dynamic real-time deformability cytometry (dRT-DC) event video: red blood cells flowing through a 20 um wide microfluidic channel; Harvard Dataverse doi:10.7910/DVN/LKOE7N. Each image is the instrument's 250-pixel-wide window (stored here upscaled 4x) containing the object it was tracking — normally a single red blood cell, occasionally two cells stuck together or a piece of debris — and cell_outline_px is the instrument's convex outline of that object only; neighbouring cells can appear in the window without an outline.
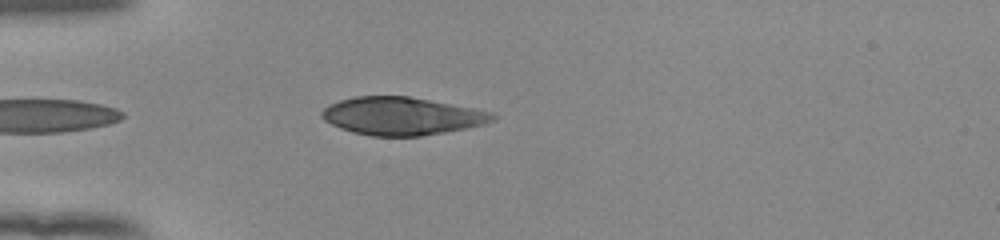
{"species": "human", "species_latin": "Homo sapiens", "temperature_condition": "room temperature", "stored_images_in_passage": 40, "camera_frame_rate_fps": 3000, "um_per_image_px": 0.085, "donor": {"sex": "female"}, "frame": {"image": 1, "passage_image": 3, "time_ms": 0.667, "image_size_px": [1000, 240], "cell_outline_px": [[500, 116], [496, 120], [484, 124], [444, 132], [420, 136], [372, 136], [352, 132], [340, 128], [324, 120], [320, 116], [320, 112], [324, 108], [340, 100], [356, 96], [408, 96], [472, 108], [492, 112]], "centroid_in_image_um": [34.16, 9.87], "position_along_channel_um": 50.8, "area_um2": 37.51}}
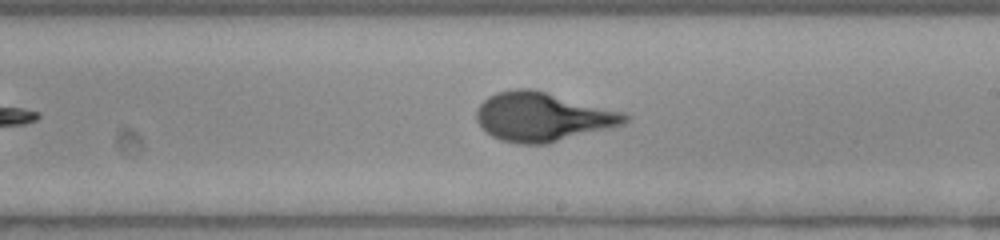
{"frame": {"image": 2, "passage_image": 19, "time_ms": 6.0, "image_size_px": [1000, 240], "cell_outline_px": [[632, 116], [624, 124], [548, 144], [520, 144], [500, 140], [492, 136], [476, 120], [476, 108], [488, 96], [496, 92], [516, 88], [532, 88], [624, 112]], "centroid_in_image_um": [46.12, 9.92], "position_along_channel_um": 242.9, "area_um2": 42.43}}
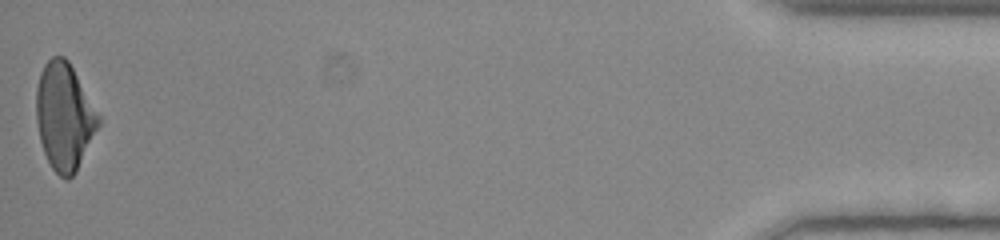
{"frame": {"image": 3, "passage_image": 40, "time_ms": 13.0, "image_size_px": [1000, 240], "cell_outline_px": [[100, 124], [76, 172], [68, 180], [64, 180], [52, 168], [44, 152], [40, 140], [36, 120], [36, 88], [40, 72], [44, 64], [52, 56], [64, 56], [68, 60], [100, 116]], "centroid_in_image_um": [5.46, 9.9], "position_along_channel_um": 429.7, "area_um2": 38.73}}